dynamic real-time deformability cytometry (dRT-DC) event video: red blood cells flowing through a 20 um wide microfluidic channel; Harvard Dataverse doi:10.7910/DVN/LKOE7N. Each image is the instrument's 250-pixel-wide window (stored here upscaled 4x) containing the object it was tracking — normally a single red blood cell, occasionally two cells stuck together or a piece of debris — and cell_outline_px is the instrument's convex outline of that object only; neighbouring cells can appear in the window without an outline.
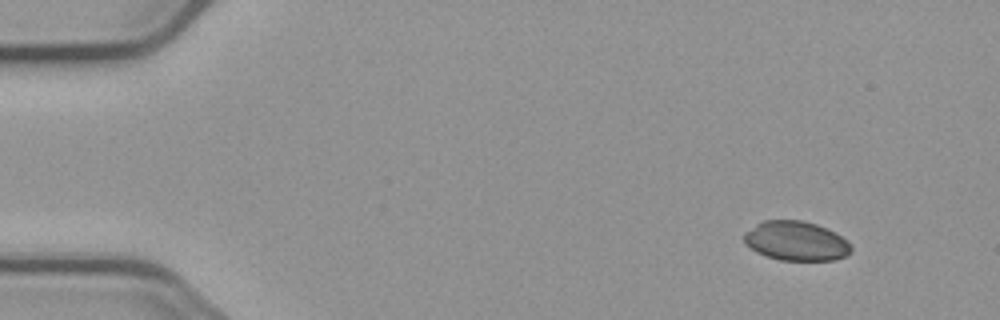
{"species": "common noctule bat (a hibernating species)", "species_latin": "Nyctalus noctula", "temperature_condition": "cold", "stored_images_in_passage": 7, "camera_frame_rate_fps": 3000, "um_per_image_px": 0.085, "animal": {"sex": "male", "body_mass_g": 23.1, "forearm_length_mm": 52.7}, "frame": {"image": 1, "passage_image": 1, "time_ms": 0.0, "image_size_px": [1000, 320], "cell_outline_px": [[852, 252], [848, 256], [832, 260], [780, 260], [756, 252], [744, 244], [744, 232], [756, 224], [764, 220], [800, 220], [816, 224], [828, 228], [836, 232], [848, 240], [852, 244]], "centroid_in_image_um": [67.7, 20.48], "position_along_channel_um": 17.3, "area_um2": 24.91}}
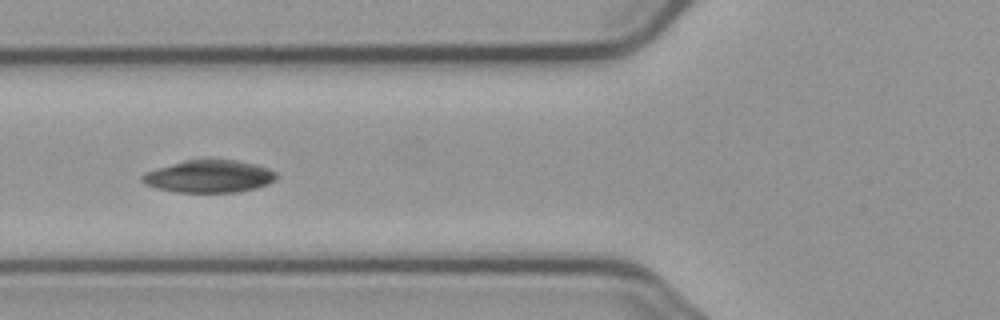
{"frame": {"image": 2, "passage_image": 5, "time_ms": 5.333, "image_size_px": [1000, 320], "cell_outline_px": [[276, 180], [268, 184], [256, 188], [240, 192], [180, 192], [156, 188], [144, 184], [140, 180], [140, 176], [144, 172], [156, 168], [184, 160], [236, 160], [256, 164], [268, 168], [276, 172]], "centroid_in_image_um": [17.76, 14.99], "position_along_channel_um": 108.0, "area_um2": 25.49}}
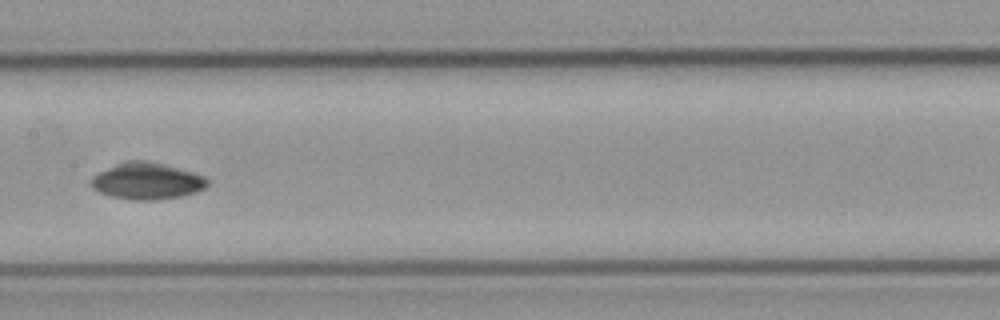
{"frame": {"image": 3, "passage_image": 7, "time_ms": 7.667, "image_size_px": [1000, 320], "cell_outline_px": [[212, 180], [204, 188], [196, 192], [180, 196], [156, 200], [136, 200], [112, 196], [100, 192], [92, 188], [88, 184], [92, 176], [116, 164], [128, 160], [148, 160], [164, 164], [192, 172], [204, 176]], "centroid_in_image_um": [12.49, 15.38], "position_along_channel_um": 194.9, "area_um2": 24.85}}